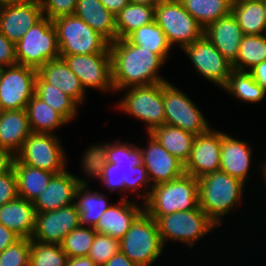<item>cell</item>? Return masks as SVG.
<instances>
[{"label": "cell", "instance_id": "35", "mask_svg": "<svg viewBox=\"0 0 266 266\" xmlns=\"http://www.w3.org/2000/svg\"><path fill=\"white\" fill-rule=\"evenodd\" d=\"M35 94L67 122L74 120L78 103L54 85L46 83L38 74L35 79Z\"/></svg>", "mask_w": 266, "mask_h": 266}, {"label": "cell", "instance_id": "9", "mask_svg": "<svg viewBox=\"0 0 266 266\" xmlns=\"http://www.w3.org/2000/svg\"><path fill=\"white\" fill-rule=\"evenodd\" d=\"M154 21L162 28L171 47L178 44L183 49L204 35V28L179 0H160L155 6Z\"/></svg>", "mask_w": 266, "mask_h": 266}, {"label": "cell", "instance_id": "32", "mask_svg": "<svg viewBox=\"0 0 266 266\" xmlns=\"http://www.w3.org/2000/svg\"><path fill=\"white\" fill-rule=\"evenodd\" d=\"M26 112L31 132L54 134V129L68 123L36 94L27 103Z\"/></svg>", "mask_w": 266, "mask_h": 266}, {"label": "cell", "instance_id": "25", "mask_svg": "<svg viewBox=\"0 0 266 266\" xmlns=\"http://www.w3.org/2000/svg\"><path fill=\"white\" fill-rule=\"evenodd\" d=\"M37 74L46 82L54 85L78 104L85 100L86 91L79 78L72 72L62 57L45 63L37 70Z\"/></svg>", "mask_w": 266, "mask_h": 266}, {"label": "cell", "instance_id": "54", "mask_svg": "<svg viewBox=\"0 0 266 266\" xmlns=\"http://www.w3.org/2000/svg\"><path fill=\"white\" fill-rule=\"evenodd\" d=\"M41 0H0V5L5 4H17V3H29V2H40Z\"/></svg>", "mask_w": 266, "mask_h": 266}, {"label": "cell", "instance_id": "46", "mask_svg": "<svg viewBox=\"0 0 266 266\" xmlns=\"http://www.w3.org/2000/svg\"><path fill=\"white\" fill-rule=\"evenodd\" d=\"M17 64L15 44L0 32V69Z\"/></svg>", "mask_w": 266, "mask_h": 266}, {"label": "cell", "instance_id": "55", "mask_svg": "<svg viewBox=\"0 0 266 266\" xmlns=\"http://www.w3.org/2000/svg\"><path fill=\"white\" fill-rule=\"evenodd\" d=\"M260 170L263 171L262 173H263L264 177L266 178V162L264 164L262 163V167Z\"/></svg>", "mask_w": 266, "mask_h": 266}, {"label": "cell", "instance_id": "43", "mask_svg": "<svg viewBox=\"0 0 266 266\" xmlns=\"http://www.w3.org/2000/svg\"><path fill=\"white\" fill-rule=\"evenodd\" d=\"M31 239L21 238L0 253V266H29Z\"/></svg>", "mask_w": 266, "mask_h": 266}, {"label": "cell", "instance_id": "5", "mask_svg": "<svg viewBox=\"0 0 266 266\" xmlns=\"http://www.w3.org/2000/svg\"><path fill=\"white\" fill-rule=\"evenodd\" d=\"M60 55L111 54L110 42L76 15H64L53 20Z\"/></svg>", "mask_w": 266, "mask_h": 266}, {"label": "cell", "instance_id": "12", "mask_svg": "<svg viewBox=\"0 0 266 266\" xmlns=\"http://www.w3.org/2000/svg\"><path fill=\"white\" fill-rule=\"evenodd\" d=\"M165 124L181 128L197 136L211 127L196 104L170 82H163Z\"/></svg>", "mask_w": 266, "mask_h": 266}, {"label": "cell", "instance_id": "50", "mask_svg": "<svg viewBox=\"0 0 266 266\" xmlns=\"http://www.w3.org/2000/svg\"><path fill=\"white\" fill-rule=\"evenodd\" d=\"M103 266H139L133 263L125 254L118 252L113 255Z\"/></svg>", "mask_w": 266, "mask_h": 266}, {"label": "cell", "instance_id": "28", "mask_svg": "<svg viewBox=\"0 0 266 266\" xmlns=\"http://www.w3.org/2000/svg\"><path fill=\"white\" fill-rule=\"evenodd\" d=\"M231 13L244 35L266 34L265 0H233Z\"/></svg>", "mask_w": 266, "mask_h": 266}, {"label": "cell", "instance_id": "51", "mask_svg": "<svg viewBox=\"0 0 266 266\" xmlns=\"http://www.w3.org/2000/svg\"><path fill=\"white\" fill-rule=\"evenodd\" d=\"M102 4L114 15H117L127 4L129 0H100Z\"/></svg>", "mask_w": 266, "mask_h": 266}, {"label": "cell", "instance_id": "27", "mask_svg": "<svg viewBox=\"0 0 266 266\" xmlns=\"http://www.w3.org/2000/svg\"><path fill=\"white\" fill-rule=\"evenodd\" d=\"M74 15L85 21L109 42L117 39L115 15L100 0H77Z\"/></svg>", "mask_w": 266, "mask_h": 266}, {"label": "cell", "instance_id": "34", "mask_svg": "<svg viewBox=\"0 0 266 266\" xmlns=\"http://www.w3.org/2000/svg\"><path fill=\"white\" fill-rule=\"evenodd\" d=\"M186 11L205 29L231 14L233 0H180Z\"/></svg>", "mask_w": 266, "mask_h": 266}, {"label": "cell", "instance_id": "17", "mask_svg": "<svg viewBox=\"0 0 266 266\" xmlns=\"http://www.w3.org/2000/svg\"><path fill=\"white\" fill-rule=\"evenodd\" d=\"M222 132L209 129L195 136L189 160L184 165L186 174L200 178L220 171Z\"/></svg>", "mask_w": 266, "mask_h": 266}, {"label": "cell", "instance_id": "30", "mask_svg": "<svg viewBox=\"0 0 266 266\" xmlns=\"http://www.w3.org/2000/svg\"><path fill=\"white\" fill-rule=\"evenodd\" d=\"M88 184H79L75 191V202L79 213L80 225L95 227L102 214L112 204L106 201V195L98 191H90ZM77 198V201H76Z\"/></svg>", "mask_w": 266, "mask_h": 266}, {"label": "cell", "instance_id": "11", "mask_svg": "<svg viewBox=\"0 0 266 266\" xmlns=\"http://www.w3.org/2000/svg\"><path fill=\"white\" fill-rule=\"evenodd\" d=\"M63 150L57 135L31 132L15 158L22 164L58 174L66 170Z\"/></svg>", "mask_w": 266, "mask_h": 266}, {"label": "cell", "instance_id": "45", "mask_svg": "<svg viewBox=\"0 0 266 266\" xmlns=\"http://www.w3.org/2000/svg\"><path fill=\"white\" fill-rule=\"evenodd\" d=\"M17 197V178L12 168L9 172L0 175V206L15 200Z\"/></svg>", "mask_w": 266, "mask_h": 266}, {"label": "cell", "instance_id": "44", "mask_svg": "<svg viewBox=\"0 0 266 266\" xmlns=\"http://www.w3.org/2000/svg\"><path fill=\"white\" fill-rule=\"evenodd\" d=\"M77 0H41L43 16L54 20L64 15H73Z\"/></svg>", "mask_w": 266, "mask_h": 266}, {"label": "cell", "instance_id": "37", "mask_svg": "<svg viewBox=\"0 0 266 266\" xmlns=\"http://www.w3.org/2000/svg\"><path fill=\"white\" fill-rule=\"evenodd\" d=\"M222 89L242 102L256 103L263 100L266 91L257 84L251 73L233 69Z\"/></svg>", "mask_w": 266, "mask_h": 266}, {"label": "cell", "instance_id": "52", "mask_svg": "<svg viewBox=\"0 0 266 266\" xmlns=\"http://www.w3.org/2000/svg\"><path fill=\"white\" fill-rule=\"evenodd\" d=\"M66 266H97L88 256L68 258Z\"/></svg>", "mask_w": 266, "mask_h": 266}, {"label": "cell", "instance_id": "20", "mask_svg": "<svg viewBox=\"0 0 266 266\" xmlns=\"http://www.w3.org/2000/svg\"><path fill=\"white\" fill-rule=\"evenodd\" d=\"M79 184H88V182L67 169L54 174L44 191L33 201L35 211L49 212L74 204L75 191Z\"/></svg>", "mask_w": 266, "mask_h": 266}, {"label": "cell", "instance_id": "36", "mask_svg": "<svg viewBox=\"0 0 266 266\" xmlns=\"http://www.w3.org/2000/svg\"><path fill=\"white\" fill-rule=\"evenodd\" d=\"M126 39L130 43L158 54L164 61L168 59V52L172 48L162 28L155 21L136 29Z\"/></svg>", "mask_w": 266, "mask_h": 266}, {"label": "cell", "instance_id": "21", "mask_svg": "<svg viewBox=\"0 0 266 266\" xmlns=\"http://www.w3.org/2000/svg\"><path fill=\"white\" fill-rule=\"evenodd\" d=\"M142 207L130 202L128 196L127 198L122 197L117 205L112 204L106 209L94 229L98 233L107 234L114 239L120 240L137 217L144 211V205Z\"/></svg>", "mask_w": 266, "mask_h": 266}, {"label": "cell", "instance_id": "15", "mask_svg": "<svg viewBox=\"0 0 266 266\" xmlns=\"http://www.w3.org/2000/svg\"><path fill=\"white\" fill-rule=\"evenodd\" d=\"M183 51L190 58L195 70L203 78L213 82L220 88L225 85L233 70L232 64L205 35L184 47Z\"/></svg>", "mask_w": 266, "mask_h": 266}, {"label": "cell", "instance_id": "39", "mask_svg": "<svg viewBox=\"0 0 266 266\" xmlns=\"http://www.w3.org/2000/svg\"><path fill=\"white\" fill-rule=\"evenodd\" d=\"M67 259L61 244L31 240L29 266H66Z\"/></svg>", "mask_w": 266, "mask_h": 266}, {"label": "cell", "instance_id": "49", "mask_svg": "<svg viewBox=\"0 0 266 266\" xmlns=\"http://www.w3.org/2000/svg\"><path fill=\"white\" fill-rule=\"evenodd\" d=\"M15 155L4 148H0V175L9 172L13 168Z\"/></svg>", "mask_w": 266, "mask_h": 266}, {"label": "cell", "instance_id": "6", "mask_svg": "<svg viewBox=\"0 0 266 266\" xmlns=\"http://www.w3.org/2000/svg\"><path fill=\"white\" fill-rule=\"evenodd\" d=\"M15 50L17 64L36 70L59 58L57 31L53 20L43 17L15 44Z\"/></svg>", "mask_w": 266, "mask_h": 266}, {"label": "cell", "instance_id": "18", "mask_svg": "<svg viewBox=\"0 0 266 266\" xmlns=\"http://www.w3.org/2000/svg\"><path fill=\"white\" fill-rule=\"evenodd\" d=\"M146 148H141L142 162L152 186L172 181L182 176L184 164L171 155L151 134Z\"/></svg>", "mask_w": 266, "mask_h": 266}, {"label": "cell", "instance_id": "48", "mask_svg": "<svg viewBox=\"0 0 266 266\" xmlns=\"http://www.w3.org/2000/svg\"><path fill=\"white\" fill-rule=\"evenodd\" d=\"M254 81L266 91V60L248 70Z\"/></svg>", "mask_w": 266, "mask_h": 266}, {"label": "cell", "instance_id": "10", "mask_svg": "<svg viewBox=\"0 0 266 266\" xmlns=\"http://www.w3.org/2000/svg\"><path fill=\"white\" fill-rule=\"evenodd\" d=\"M120 100L118 108L144 121L148 134L165 124L163 82L147 86L131 87Z\"/></svg>", "mask_w": 266, "mask_h": 266}, {"label": "cell", "instance_id": "41", "mask_svg": "<svg viewBox=\"0 0 266 266\" xmlns=\"http://www.w3.org/2000/svg\"><path fill=\"white\" fill-rule=\"evenodd\" d=\"M118 252H120V240L114 239L107 234L97 232L87 256L90 257L97 266H103Z\"/></svg>", "mask_w": 266, "mask_h": 266}, {"label": "cell", "instance_id": "2", "mask_svg": "<svg viewBox=\"0 0 266 266\" xmlns=\"http://www.w3.org/2000/svg\"><path fill=\"white\" fill-rule=\"evenodd\" d=\"M100 179L112 192H140V187L146 190L153 187L142 162L140 147L120 140L107 143V164Z\"/></svg>", "mask_w": 266, "mask_h": 266}, {"label": "cell", "instance_id": "23", "mask_svg": "<svg viewBox=\"0 0 266 266\" xmlns=\"http://www.w3.org/2000/svg\"><path fill=\"white\" fill-rule=\"evenodd\" d=\"M246 141H240L222 133L220 171L247 182L252 150Z\"/></svg>", "mask_w": 266, "mask_h": 266}, {"label": "cell", "instance_id": "40", "mask_svg": "<svg viewBox=\"0 0 266 266\" xmlns=\"http://www.w3.org/2000/svg\"><path fill=\"white\" fill-rule=\"evenodd\" d=\"M97 231L94 227L79 226L65 236L61 243L68 258L87 256Z\"/></svg>", "mask_w": 266, "mask_h": 266}, {"label": "cell", "instance_id": "22", "mask_svg": "<svg viewBox=\"0 0 266 266\" xmlns=\"http://www.w3.org/2000/svg\"><path fill=\"white\" fill-rule=\"evenodd\" d=\"M204 35L231 64L236 61L244 34L232 13L209 24Z\"/></svg>", "mask_w": 266, "mask_h": 266}, {"label": "cell", "instance_id": "33", "mask_svg": "<svg viewBox=\"0 0 266 266\" xmlns=\"http://www.w3.org/2000/svg\"><path fill=\"white\" fill-rule=\"evenodd\" d=\"M155 6L144 4H127L117 15V39H124L136 29L154 21Z\"/></svg>", "mask_w": 266, "mask_h": 266}, {"label": "cell", "instance_id": "1", "mask_svg": "<svg viewBox=\"0 0 266 266\" xmlns=\"http://www.w3.org/2000/svg\"><path fill=\"white\" fill-rule=\"evenodd\" d=\"M109 49L115 91L167 81L158 75L165 63L158 54L130 43L126 38L110 42Z\"/></svg>", "mask_w": 266, "mask_h": 266}, {"label": "cell", "instance_id": "8", "mask_svg": "<svg viewBox=\"0 0 266 266\" xmlns=\"http://www.w3.org/2000/svg\"><path fill=\"white\" fill-rule=\"evenodd\" d=\"M150 216L156 221L164 246L167 240H177L193 247L195 242L217 226L200 207L190 211Z\"/></svg>", "mask_w": 266, "mask_h": 266}, {"label": "cell", "instance_id": "24", "mask_svg": "<svg viewBox=\"0 0 266 266\" xmlns=\"http://www.w3.org/2000/svg\"><path fill=\"white\" fill-rule=\"evenodd\" d=\"M36 211L33 202L17 197L0 206V223L20 238L31 239L35 230Z\"/></svg>", "mask_w": 266, "mask_h": 266}, {"label": "cell", "instance_id": "29", "mask_svg": "<svg viewBox=\"0 0 266 266\" xmlns=\"http://www.w3.org/2000/svg\"><path fill=\"white\" fill-rule=\"evenodd\" d=\"M13 169L17 178L18 197L33 202L49 184L54 173L25 165L16 158Z\"/></svg>", "mask_w": 266, "mask_h": 266}, {"label": "cell", "instance_id": "3", "mask_svg": "<svg viewBox=\"0 0 266 266\" xmlns=\"http://www.w3.org/2000/svg\"><path fill=\"white\" fill-rule=\"evenodd\" d=\"M148 191L136 196L145 197L144 210L149 215H167L199 208V182L192 175L184 173L172 181L157 184Z\"/></svg>", "mask_w": 266, "mask_h": 266}, {"label": "cell", "instance_id": "53", "mask_svg": "<svg viewBox=\"0 0 266 266\" xmlns=\"http://www.w3.org/2000/svg\"><path fill=\"white\" fill-rule=\"evenodd\" d=\"M160 0H129L131 3L144 4L148 6H156Z\"/></svg>", "mask_w": 266, "mask_h": 266}, {"label": "cell", "instance_id": "7", "mask_svg": "<svg viewBox=\"0 0 266 266\" xmlns=\"http://www.w3.org/2000/svg\"><path fill=\"white\" fill-rule=\"evenodd\" d=\"M156 221L145 210L120 239V252L139 266H150L163 252Z\"/></svg>", "mask_w": 266, "mask_h": 266}, {"label": "cell", "instance_id": "4", "mask_svg": "<svg viewBox=\"0 0 266 266\" xmlns=\"http://www.w3.org/2000/svg\"><path fill=\"white\" fill-rule=\"evenodd\" d=\"M198 182L199 207L217 226L221 225V217L240 204L246 184L222 171L208 173Z\"/></svg>", "mask_w": 266, "mask_h": 266}, {"label": "cell", "instance_id": "26", "mask_svg": "<svg viewBox=\"0 0 266 266\" xmlns=\"http://www.w3.org/2000/svg\"><path fill=\"white\" fill-rule=\"evenodd\" d=\"M30 134L26 109L0 111V148L16 155Z\"/></svg>", "mask_w": 266, "mask_h": 266}, {"label": "cell", "instance_id": "31", "mask_svg": "<svg viewBox=\"0 0 266 266\" xmlns=\"http://www.w3.org/2000/svg\"><path fill=\"white\" fill-rule=\"evenodd\" d=\"M151 134L171 155L184 165L190 158L195 135L181 128L164 124L155 128Z\"/></svg>", "mask_w": 266, "mask_h": 266}, {"label": "cell", "instance_id": "38", "mask_svg": "<svg viewBox=\"0 0 266 266\" xmlns=\"http://www.w3.org/2000/svg\"><path fill=\"white\" fill-rule=\"evenodd\" d=\"M266 60V34L244 35L233 69L246 71Z\"/></svg>", "mask_w": 266, "mask_h": 266}, {"label": "cell", "instance_id": "19", "mask_svg": "<svg viewBox=\"0 0 266 266\" xmlns=\"http://www.w3.org/2000/svg\"><path fill=\"white\" fill-rule=\"evenodd\" d=\"M43 17L40 2L0 5V32L16 44Z\"/></svg>", "mask_w": 266, "mask_h": 266}, {"label": "cell", "instance_id": "14", "mask_svg": "<svg viewBox=\"0 0 266 266\" xmlns=\"http://www.w3.org/2000/svg\"><path fill=\"white\" fill-rule=\"evenodd\" d=\"M79 78L85 89L95 88L98 90L115 91L112 83L111 54H78L60 55Z\"/></svg>", "mask_w": 266, "mask_h": 266}, {"label": "cell", "instance_id": "42", "mask_svg": "<svg viewBox=\"0 0 266 266\" xmlns=\"http://www.w3.org/2000/svg\"><path fill=\"white\" fill-rule=\"evenodd\" d=\"M107 164V142L89 147L82 158V167L84 173L90 178L96 179L102 175V171Z\"/></svg>", "mask_w": 266, "mask_h": 266}, {"label": "cell", "instance_id": "47", "mask_svg": "<svg viewBox=\"0 0 266 266\" xmlns=\"http://www.w3.org/2000/svg\"><path fill=\"white\" fill-rule=\"evenodd\" d=\"M21 238L0 223V253L7 247L15 244Z\"/></svg>", "mask_w": 266, "mask_h": 266}, {"label": "cell", "instance_id": "13", "mask_svg": "<svg viewBox=\"0 0 266 266\" xmlns=\"http://www.w3.org/2000/svg\"><path fill=\"white\" fill-rule=\"evenodd\" d=\"M37 70L21 64L0 69V111L26 109L35 94Z\"/></svg>", "mask_w": 266, "mask_h": 266}, {"label": "cell", "instance_id": "16", "mask_svg": "<svg viewBox=\"0 0 266 266\" xmlns=\"http://www.w3.org/2000/svg\"><path fill=\"white\" fill-rule=\"evenodd\" d=\"M79 226L80 218L75 204L49 212H36L35 230L31 240L61 244L65 236Z\"/></svg>", "mask_w": 266, "mask_h": 266}]
</instances>
